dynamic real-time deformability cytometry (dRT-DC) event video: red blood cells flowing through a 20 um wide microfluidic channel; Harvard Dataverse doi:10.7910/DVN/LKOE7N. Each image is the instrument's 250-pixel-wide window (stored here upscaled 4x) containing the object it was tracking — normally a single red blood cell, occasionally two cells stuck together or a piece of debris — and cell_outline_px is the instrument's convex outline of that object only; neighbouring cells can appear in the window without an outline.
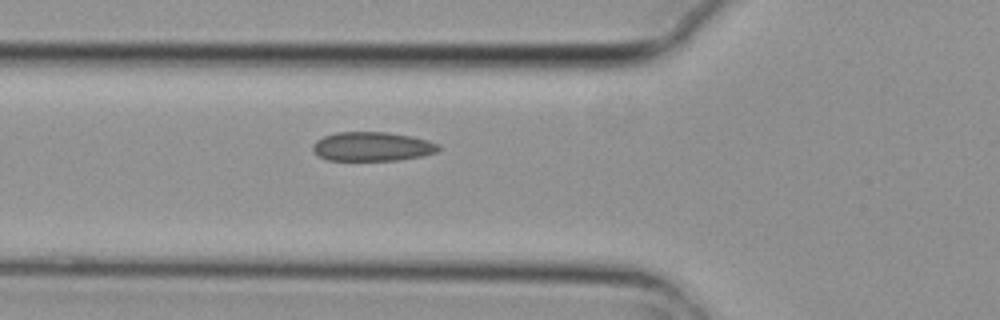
{"species": "common noctule bat (a hibernating species)", "species_latin": "Nyctalus noctula", "temperature_condition": "cold", "stored_images_in_passage": 3, "camera_frame_rate_fps": 3000, "um_per_image_px": 0.085, "animal": {"sex": "female", "body_mass_g": 29.2, "forearm_length_mm": 56.3}, "frame": {"image": 1, "passage_image": 3, "time_ms": 0.667, "image_size_px": [1000, 320], "cell_outline_px": [[440, 148], [436, 152], [420, 156], [396, 160], [328, 160], [320, 156], [312, 148], [312, 144], [316, 140], [324, 136], [336, 132], [388, 132], [412, 136], [428, 140], [440, 144]], "centroid_in_image_um": [31.65, 12.44], "position_along_channel_um": 94.2, "area_um2": 21.27}}